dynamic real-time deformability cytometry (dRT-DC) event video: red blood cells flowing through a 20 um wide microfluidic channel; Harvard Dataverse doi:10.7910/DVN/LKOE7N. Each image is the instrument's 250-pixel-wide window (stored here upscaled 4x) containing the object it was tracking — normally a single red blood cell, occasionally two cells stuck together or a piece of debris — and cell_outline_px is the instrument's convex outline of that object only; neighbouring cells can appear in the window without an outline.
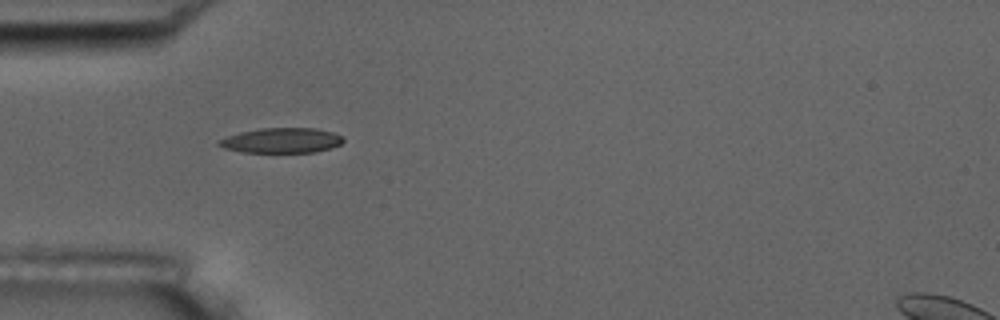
{"species": "common noctule bat (a hibernating species)", "species_latin": "Nyctalus noctula", "temperature_condition": "room temperature", "stored_images_in_passage": 2, "camera_frame_rate_fps": 3000, "um_per_image_px": 0.085, "animal": {"sex": "male", "body_mass_g": 17.5, "forearm_length_mm": 52.3}, "frame": {"image": 1, "passage_image": 1, "time_ms": 0.0, "image_size_px": [1000, 320], "cell_outline_px": [[344, 140], [340, 144], [332, 148], [316, 152], [244, 152], [224, 148], [216, 144], [216, 140], [240, 132], [260, 128], [316, 128], [332, 132], [344, 136]], "centroid_in_image_um": [23.94, 11.93], "position_along_channel_um": 61.1, "area_um2": 18.26}}